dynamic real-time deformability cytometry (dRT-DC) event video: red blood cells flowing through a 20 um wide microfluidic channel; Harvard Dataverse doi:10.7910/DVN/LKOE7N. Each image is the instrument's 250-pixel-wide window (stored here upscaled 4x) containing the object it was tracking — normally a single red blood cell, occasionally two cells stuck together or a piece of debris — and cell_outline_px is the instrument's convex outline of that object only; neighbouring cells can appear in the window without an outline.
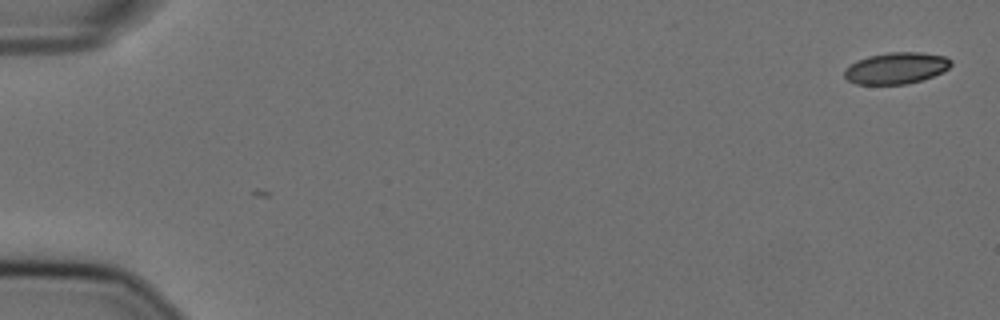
{"species": "Egyptian fruit bat (a non-hibernating species)", "species_latin": "Rousettus aegyptiacus", "temperature_condition": "cold", "stored_images_in_passage": 3, "camera_frame_rate_fps": 3000, "um_per_image_px": 0.085, "animal": {"sex": "female"}, "frame": {"image": 1, "passage_image": 1, "time_ms": 0.0, "image_size_px": [1000, 320], "cell_outline_px": [[952, 64], [948, 68], [932, 76], [908, 84], [856, 84], [848, 80], [844, 76], [844, 68], [868, 56], [888, 52], [920, 52], [944, 56], [952, 60]], "centroid_in_image_um": [76.17, 5.79], "position_along_channel_um": 8.8, "area_um2": 19.36}}